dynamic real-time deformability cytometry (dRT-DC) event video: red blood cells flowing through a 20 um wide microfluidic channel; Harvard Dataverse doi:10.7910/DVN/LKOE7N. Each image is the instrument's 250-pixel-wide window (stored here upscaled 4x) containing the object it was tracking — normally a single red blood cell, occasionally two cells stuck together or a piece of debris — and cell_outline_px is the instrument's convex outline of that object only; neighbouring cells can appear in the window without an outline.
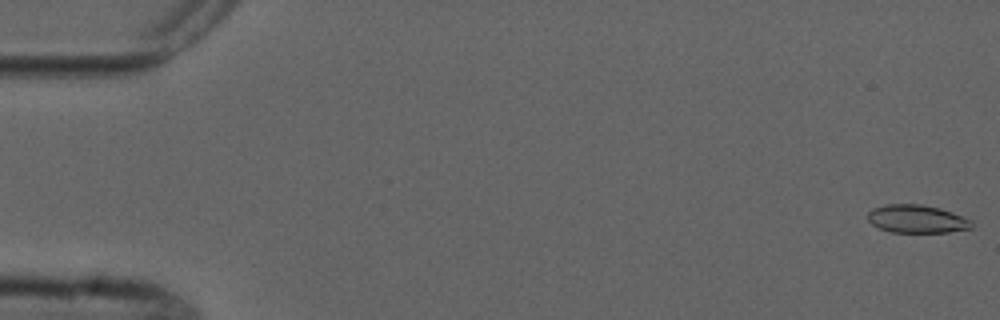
{"species": "common noctule bat (a hibernating species)", "species_latin": "Nyctalus noctula", "temperature_condition": "cold", "stored_images_in_passage": 6, "segment_of_instrument_passage": [2, 2], "camera_frame_rate_fps": 3000, "um_per_image_px": 0.085, "animal": {"sex": "male", "forearm_length_mm": 52.5}, "frame": {"image": 1, "passage_image": 6, "time_ms": 6.667, "image_size_px": [1000, 320], "cell_outline_px": [[972, 228], [948, 232], [892, 232], [880, 228], [872, 224], [868, 220], [868, 212], [872, 208], [884, 204], [920, 204], [940, 208], [952, 212], [972, 220]], "centroid_in_image_um": [77.92, 18.6], "position_along_channel_um": 7.1, "area_um2": 16.99}}